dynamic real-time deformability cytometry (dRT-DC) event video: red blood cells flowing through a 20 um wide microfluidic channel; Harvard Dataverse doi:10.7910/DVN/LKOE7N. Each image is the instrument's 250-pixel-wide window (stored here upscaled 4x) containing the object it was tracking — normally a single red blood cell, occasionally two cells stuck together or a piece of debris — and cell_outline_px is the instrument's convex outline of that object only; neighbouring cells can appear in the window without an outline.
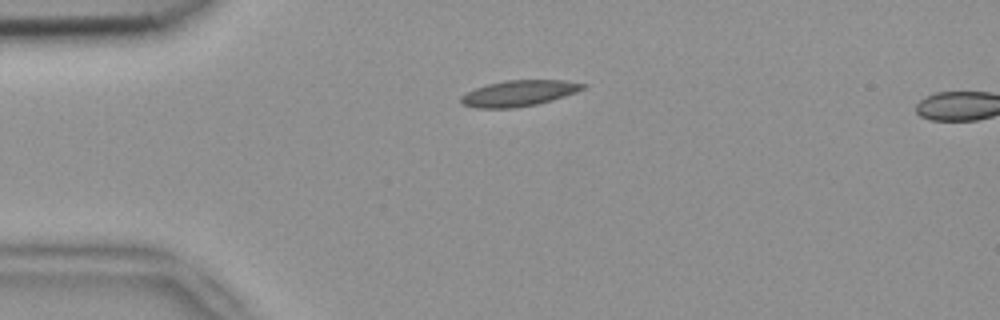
{"species": "common noctule bat (a hibernating species)", "species_latin": "Nyctalus noctula", "temperature_condition": "room temperature", "stored_images_in_passage": 6, "segment_of_instrument_passage": [1, 2], "camera_frame_rate_fps": 3000, "um_per_image_px": 0.085, "animal": {"sex": "female", "body_mass_g": 18.4}, "frame": {"image": 1, "passage_image": 4, "time_ms": 1.0, "image_size_px": [1000, 320], "cell_outline_px": [[588, 84], [584, 88], [576, 92], [552, 100], [536, 104], [512, 108], [476, 108], [460, 104], [460, 96], [476, 88], [488, 84], [508, 80], [564, 80]], "centroid_in_image_um": [44.09, 7.93], "position_along_channel_um": 40.9, "area_um2": 18.32}}